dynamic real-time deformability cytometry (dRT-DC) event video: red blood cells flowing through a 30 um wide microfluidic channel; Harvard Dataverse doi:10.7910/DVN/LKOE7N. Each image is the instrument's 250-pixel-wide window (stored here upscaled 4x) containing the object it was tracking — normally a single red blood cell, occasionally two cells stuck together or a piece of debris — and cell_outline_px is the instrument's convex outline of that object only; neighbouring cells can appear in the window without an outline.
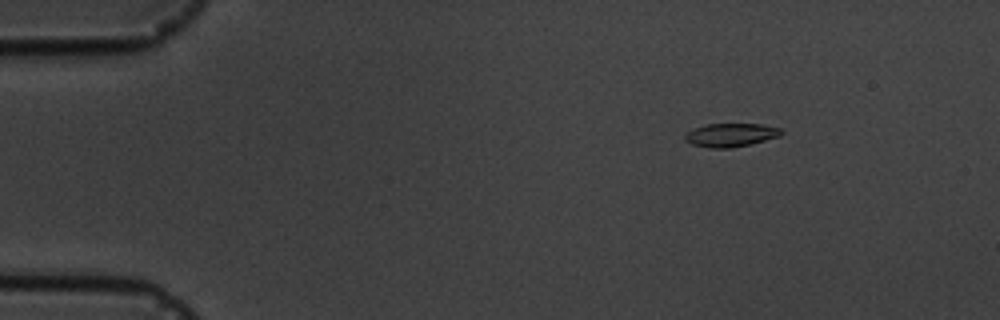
{"species": "common noctule bat (a hibernating species)", "species_latin": "Nyctalus noctula", "temperature_condition": "cold", "stored_images_in_passage": 4, "camera_frame_rate_fps": 3000, "um_per_image_px": 0.085, "animal": {"sex": "male", "body_mass_g": 19.5, "forearm_length_mm": 54.6}, "frame": {"image": 1, "passage_image": 1, "time_ms": 0.0, "image_size_px": [1000, 320], "cell_outline_px": [[784, 132], [780, 136], [748, 144], [728, 148], [708, 148], [692, 144], [684, 140], [684, 136], [692, 128], [708, 124], [764, 124], [780, 128]], "centroid_in_image_um": [62.1, 11.46], "position_along_channel_um": 22.9, "area_um2": 13.12}}
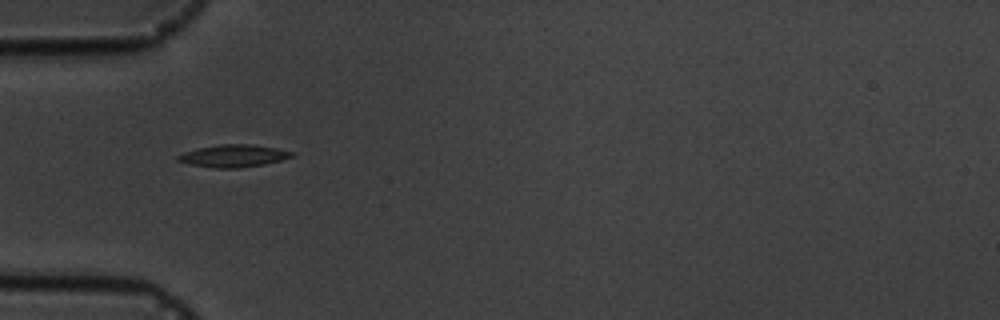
{"frame": {"image": 2, "passage_image": 4, "time_ms": 3.333, "image_size_px": [1000, 320], "cell_outline_px": [[296, 156], [264, 164], [236, 168], [216, 168], [192, 164], [176, 160], [176, 156], [184, 152], [196, 148], [220, 144], [252, 144], [276, 148], [296, 152]], "centroid_in_image_um": [19.88, 13.23], "position_along_channel_um": 65.1, "area_um2": 14.85}}